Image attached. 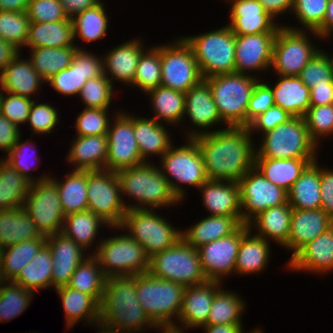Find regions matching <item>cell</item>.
Segmentation results:
<instances>
[{
  "label": "cell",
  "instance_id": "e0dca14e",
  "mask_svg": "<svg viewBox=\"0 0 333 333\" xmlns=\"http://www.w3.org/2000/svg\"><path fill=\"white\" fill-rule=\"evenodd\" d=\"M107 131L108 148L105 169L117 172L143 164L133 132V116L119 112Z\"/></svg>",
  "mask_w": 333,
  "mask_h": 333
},
{
  "label": "cell",
  "instance_id": "680465c9",
  "mask_svg": "<svg viewBox=\"0 0 333 333\" xmlns=\"http://www.w3.org/2000/svg\"><path fill=\"white\" fill-rule=\"evenodd\" d=\"M21 136L19 137V139L16 141L14 147H12L9 151H8V156H5L6 159H4V161L6 163H8L12 168H14L15 170H17L21 175H23L26 179H28L31 183L36 182V181H42V180H46L49 179L50 176L46 174L37 177V178H33L31 176L30 170L36 166V151L32 152L31 149H35L33 146V143L31 144V142L29 143V139L25 140V141H20ZM31 144V145H30ZM31 147V149H30ZM29 151H31L34 155L29 154ZM28 158V160H27ZM33 160H32V159ZM30 159L35 162L32 164V162L30 161ZM28 161V162H27ZM31 162V163H29ZM32 164V165H31ZM32 167H31V166ZM30 173V174H29Z\"/></svg>",
  "mask_w": 333,
  "mask_h": 333
},
{
  "label": "cell",
  "instance_id": "b9f144b4",
  "mask_svg": "<svg viewBox=\"0 0 333 333\" xmlns=\"http://www.w3.org/2000/svg\"><path fill=\"white\" fill-rule=\"evenodd\" d=\"M46 244V237L22 241L1 250L0 273L2 281H13Z\"/></svg>",
  "mask_w": 333,
  "mask_h": 333
},
{
  "label": "cell",
  "instance_id": "a7ac6f4b",
  "mask_svg": "<svg viewBox=\"0 0 333 333\" xmlns=\"http://www.w3.org/2000/svg\"><path fill=\"white\" fill-rule=\"evenodd\" d=\"M321 209L333 220V170L320 168Z\"/></svg>",
  "mask_w": 333,
  "mask_h": 333
},
{
  "label": "cell",
  "instance_id": "4dcf8cb0",
  "mask_svg": "<svg viewBox=\"0 0 333 333\" xmlns=\"http://www.w3.org/2000/svg\"><path fill=\"white\" fill-rule=\"evenodd\" d=\"M248 224H242V239L235 262L237 274H254L264 270L270 260V241L251 234ZM269 259V260H268Z\"/></svg>",
  "mask_w": 333,
  "mask_h": 333
},
{
  "label": "cell",
  "instance_id": "8d00e7d4",
  "mask_svg": "<svg viewBox=\"0 0 333 333\" xmlns=\"http://www.w3.org/2000/svg\"><path fill=\"white\" fill-rule=\"evenodd\" d=\"M72 19L50 23H30L26 46L30 49L78 47L74 45Z\"/></svg>",
  "mask_w": 333,
  "mask_h": 333
},
{
  "label": "cell",
  "instance_id": "91938a15",
  "mask_svg": "<svg viewBox=\"0 0 333 333\" xmlns=\"http://www.w3.org/2000/svg\"><path fill=\"white\" fill-rule=\"evenodd\" d=\"M310 89L312 86L333 84V73L326 54L319 50L298 75Z\"/></svg>",
  "mask_w": 333,
  "mask_h": 333
},
{
  "label": "cell",
  "instance_id": "f1b7e54d",
  "mask_svg": "<svg viewBox=\"0 0 333 333\" xmlns=\"http://www.w3.org/2000/svg\"><path fill=\"white\" fill-rule=\"evenodd\" d=\"M72 143L67 154V160L71 165H74V170L105 169L108 148L107 134L76 135Z\"/></svg>",
  "mask_w": 333,
  "mask_h": 333
},
{
  "label": "cell",
  "instance_id": "6da1fadb",
  "mask_svg": "<svg viewBox=\"0 0 333 333\" xmlns=\"http://www.w3.org/2000/svg\"><path fill=\"white\" fill-rule=\"evenodd\" d=\"M193 139L201 151L208 180L238 182L254 167L256 148L247 127L230 126Z\"/></svg>",
  "mask_w": 333,
  "mask_h": 333
},
{
  "label": "cell",
  "instance_id": "003e7915",
  "mask_svg": "<svg viewBox=\"0 0 333 333\" xmlns=\"http://www.w3.org/2000/svg\"><path fill=\"white\" fill-rule=\"evenodd\" d=\"M290 118H292V116L289 113L279 106L274 105L254 118L247 128L251 134L258 130L264 134L265 132L274 129L276 126L286 123Z\"/></svg>",
  "mask_w": 333,
  "mask_h": 333
},
{
  "label": "cell",
  "instance_id": "277c9868",
  "mask_svg": "<svg viewBox=\"0 0 333 333\" xmlns=\"http://www.w3.org/2000/svg\"><path fill=\"white\" fill-rule=\"evenodd\" d=\"M254 76L233 72L205 78L226 127H246L249 101L255 85L260 81Z\"/></svg>",
  "mask_w": 333,
  "mask_h": 333
},
{
  "label": "cell",
  "instance_id": "deb4b68c",
  "mask_svg": "<svg viewBox=\"0 0 333 333\" xmlns=\"http://www.w3.org/2000/svg\"><path fill=\"white\" fill-rule=\"evenodd\" d=\"M98 328H99L98 333H117V332H111V331L104 330V329H102V328H100V327H98ZM100 329H101V330H100Z\"/></svg>",
  "mask_w": 333,
  "mask_h": 333
},
{
  "label": "cell",
  "instance_id": "ffe728a7",
  "mask_svg": "<svg viewBox=\"0 0 333 333\" xmlns=\"http://www.w3.org/2000/svg\"><path fill=\"white\" fill-rule=\"evenodd\" d=\"M277 33L235 35V72L265 71L271 67Z\"/></svg>",
  "mask_w": 333,
  "mask_h": 333
},
{
  "label": "cell",
  "instance_id": "6125c7cd",
  "mask_svg": "<svg viewBox=\"0 0 333 333\" xmlns=\"http://www.w3.org/2000/svg\"><path fill=\"white\" fill-rule=\"evenodd\" d=\"M26 12L30 23H50L68 19L60 0H31Z\"/></svg>",
  "mask_w": 333,
  "mask_h": 333
},
{
  "label": "cell",
  "instance_id": "ac0fdd59",
  "mask_svg": "<svg viewBox=\"0 0 333 333\" xmlns=\"http://www.w3.org/2000/svg\"><path fill=\"white\" fill-rule=\"evenodd\" d=\"M242 239V225L232 234L197 248L202 270L208 280L219 281L235 271Z\"/></svg>",
  "mask_w": 333,
  "mask_h": 333
},
{
  "label": "cell",
  "instance_id": "2a66077c",
  "mask_svg": "<svg viewBox=\"0 0 333 333\" xmlns=\"http://www.w3.org/2000/svg\"><path fill=\"white\" fill-rule=\"evenodd\" d=\"M31 0H0V11L26 12Z\"/></svg>",
  "mask_w": 333,
  "mask_h": 333
},
{
  "label": "cell",
  "instance_id": "bcb514c9",
  "mask_svg": "<svg viewBox=\"0 0 333 333\" xmlns=\"http://www.w3.org/2000/svg\"><path fill=\"white\" fill-rule=\"evenodd\" d=\"M81 48L82 47L32 48L30 49L32 54L29 60L36 72L46 82L53 75L68 68L72 63L77 49Z\"/></svg>",
  "mask_w": 333,
  "mask_h": 333
},
{
  "label": "cell",
  "instance_id": "db71d44e",
  "mask_svg": "<svg viewBox=\"0 0 333 333\" xmlns=\"http://www.w3.org/2000/svg\"><path fill=\"white\" fill-rule=\"evenodd\" d=\"M29 25L27 12L0 11V38L19 51L26 45Z\"/></svg>",
  "mask_w": 333,
  "mask_h": 333
},
{
  "label": "cell",
  "instance_id": "484cf974",
  "mask_svg": "<svg viewBox=\"0 0 333 333\" xmlns=\"http://www.w3.org/2000/svg\"><path fill=\"white\" fill-rule=\"evenodd\" d=\"M333 226V220L321 209L299 210L292 208L288 242L291 258L308 242L314 240Z\"/></svg>",
  "mask_w": 333,
  "mask_h": 333
},
{
  "label": "cell",
  "instance_id": "ba28073f",
  "mask_svg": "<svg viewBox=\"0 0 333 333\" xmlns=\"http://www.w3.org/2000/svg\"><path fill=\"white\" fill-rule=\"evenodd\" d=\"M148 272L154 277L169 280L185 287L206 282L198 249L182 237L173 246L149 259Z\"/></svg>",
  "mask_w": 333,
  "mask_h": 333
},
{
  "label": "cell",
  "instance_id": "74e56055",
  "mask_svg": "<svg viewBox=\"0 0 333 333\" xmlns=\"http://www.w3.org/2000/svg\"><path fill=\"white\" fill-rule=\"evenodd\" d=\"M287 193L288 203L294 209L315 210L321 207L320 167L317 159L305 168Z\"/></svg>",
  "mask_w": 333,
  "mask_h": 333
},
{
  "label": "cell",
  "instance_id": "c3c4849f",
  "mask_svg": "<svg viewBox=\"0 0 333 333\" xmlns=\"http://www.w3.org/2000/svg\"><path fill=\"white\" fill-rule=\"evenodd\" d=\"M31 182L17 170L0 160V210L23 206Z\"/></svg>",
  "mask_w": 333,
  "mask_h": 333
},
{
  "label": "cell",
  "instance_id": "60d3db41",
  "mask_svg": "<svg viewBox=\"0 0 333 333\" xmlns=\"http://www.w3.org/2000/svg\"><path fill=\"white\" fill-rule=\"evenodd\" d=\"M63 180L50 179L56 184L64 216L87 210V170H72Z\"/></svg>",
  "mask_w": 333,
  "mask_h": 333
},
{
  "label": "cell",
  "instance_id": "836d02e7",
  "mask_svg": "<svg viewBox=\"0 0 333 333\" xmlns=\"http://www.w3.org/2000/svg\"><path fill=\"white\" fill-rule=\"evenodd\" d=\"M291 216L292 207L287 202L260 212L248 223V227L251 229L255 226L253 229H257V233H254L256 236L267 241L273 239L281 246H285L289 238Z\"/></svg>",
  "mask_w": 333,
  "mask_h": 333
},
{
  "label": "cell",
  "instance_id": "11e5206c",
  "mask_svg": "<svg viewBox=\"0 0 333 333\" xmlns=\"http://www.w3.org/2000/svg\"><path fill=\"white\" fill-rule=\"evenodd\" d=\"M333 32V0H328L326 16L322 26L316 31L319 37L327 38Z\"/></svg>",
  "mask_w": 333,
  "mask_h": 333
},
{
  "label": "cell",
  "instance_id": "9f6ffc18",
  "mask_svg": "<svg viewBox=\"0 0 333 333\" xmlns=\"http://www.w3.org/2000/svg\"><path fill=\"white\" fill-rule=\"evenodd\" d=\"M327 5L328 0H294L292 13L296 14L306 31L319 37L316 31L324 23Z\"/></svg>",
  "mask_w": 333,
  "mask_h": 333
},
{
  "label": "cell",
  "instance_id": "8c879c8a",
  "mask_svg": "<svg viewBox=\"0 0 333 333\" xmlns=\"http://www.w3.org/2000/svg\"><path fill=\"white\" fill-rule=\"evenodd\" d=\"M63 10L69 19L99 4V0H60Z\"/></svg>",
  "mask_w": 333,
  "mask_h": 333
},
{
  "label": "cell",
  "instance_id": "8fae6325",
  "mask_svg": "<svg viewBox=\"0 0 333 333\" xmlns=\"http://www.w3.org/2000/svg\"><path fill=\"white\" fill-rule=\"evenodd\" d=\"M116 229L127 230L128 235L141 244L146 255L162 252L181 239V231L173 227L166 218L152 210L129 209Z\"/></svg>",
  "mask_w": 333,
  "mask_h": 333
},
{
  "label": "cell",
  "instance_id": "f907efd6",
  "mask_svg": "<svg viewBox=\"0 0 333 333\" xmlns=\"http://www.w3.org/2000/svg\"><path fill=\"white\" fill-rule=\"evenodd\" d=\"M102 1L96 6L82 11L72 19L74 39L82 38L85 42L96 41L106 35L108 17Z\"/></svg>",
  "mask_w": 333,
  "mask_h": 333
},
{
  "label": "cell",
  "instance_id": "52a82bcc",
  "mask_svg": "<svg viewBox=\"0 0 333 333\" xmlns=\"http://www.w3.org/2000/svg\"><path fill=\"white\" fill-rule=\"evenodd\" d=\"M183 39L192 49L203 79L235 72V35L228 25Z\"/></svg>",
  "mask_w": 333,
  "mask_h": 333
},
{
  "label": "cell",
  "instance_id": "7dc6e473",
  "mask_svg": "<svg viewBox=\"0 0 333 333\" xmlns=\"http://www.w3.org/2000/svg\"><path fill=\"white\" fill-rule=\"evenodd\" d=\"M106 279L97 258L91 253L78 265L67 286L91 295L100 303Z\"/></svg>",
  "mask_w": 333,
  "mask_h": 333
},
{
  "label": "cell",
  "instance_id": "603a6c76",
  "mask_svg": "<svg viewBox=\"0 0 333 333\" xmlns=\"http://www.w3.org/2000/svg\"><path fill=\"white\" fill-rule=\"evenodd\" d=\"M191 120L193 125L198 129H204L202 132L198 130H188L190 133L186 137L193 138L200 134L210 132L209 127L217 125L219 122L225 124L218 113L217 106L213 101L211 89L205 79L201 80L197 85L192 86L185 93V113ZM207 129V131H205Z\"/></svg>",
  "mask_w": 333,
  "mask_h": 333
},
{
  "label": "cell",
  "instance_id": "ee69618b",
  "mask_svg": "<svg viewBox=\"0 0 333 333\" xmlns=\"http://www.w3.org/2000/svg\"><path fill=\"white\" fill-rule=\"evenodd\" d=\"M52 270V254L45 244L12 282L35 293L52 286Z\"/></svg>",
  "mask_w": 333,
  "mask_h": 333
},
{
  "label": "cell",
  "instance_id": "67dfc351",
  "mask_svg": "<svg viewBox=\"0 0 333 333\" xmlns=\"http://www.w3.org/2000/svg\"><path fill=\"white\" fill-rule=\"evenodd\" d=\"M249 333H263V332H262V330H260V329H259V330H258V329H254V331L249 332Z\"/></svg>",
  "mask_w": 333,
  "mask_h": 333
},
{
  "label": "cell",
  "instance_id": "d6986e66",
  "mask_svg": "<svg viewBox=\"0 0 333 333\" xmlns=\"http://www.w3.org/2000/svg\"><path fill=\"white\" fill-rule=\"evenodd\" d=\"M103 74V58H99L85 49H77L71 65L53 75L46 82L56 92L65 96H72L79 95L87 80L97 78Z\"/></svg>",
  "mask_w": 333,
  "mask_h": 333
},
{
  "label": "cell",
  "instance_id": "ab89813d",
  "mask_svg": "<svg viewBox=\"0 0 333 333\" xmlns=\"http://www.w3.org/2000/svg\"><path fill=\"white\" fill-rule=\"evenodd\" d=\"M315 160L255 157L254 166L267 180L288 192L305 168Z\"/></svg>",
  "mask_w": 333,
  "mask_h": 333
},
{
  "label": "cell",
  "instance_id": "2e32d148",
  "mask_svg": "<svg viewBox=\"0 0 333 333\" xmlns=\"http://www.w3.org/2000/svg\"><path fill=\"white\" fill-rule=\"evenodd\" d=\"M241 218L248 224L260 212L288 202L286 190L267 180L254 166L239 181Z\"/></svg>",
  "mask_w": 333,
  "mask_h": 333
},
{
  "label": "cell",
  "instance_id": "9a60e30c",
  "mask_svg": "<svg viewBox=\"0 0 333 333\" xmlns=\"http://www.w3.org/2000/svg\"><path fill=\"white\" fill-rule=\"evenodd\" d=\"M174 42L161 45V86L186 93L203 77L190 46L182 37Z\"/></svg>",
  "mask_w": 333,
  "mask_h": 333
},
{
  "label": "cell",
  "instance_id": "11a10c76",
  "mask_svg": "<svg viewBox=\"0 0 333 333\" xmlns=\"http://www.w3.org/2000/svg\"><path fill=\"white\" fill-rule=\"evenodd\" d=\"M113 85L103 74L97 78L87 80L81 88L79 97L86 108L109 109L115 92Z\"/></svg>",
  "mask_w": 333,
  "mask_h": 333
},
{
  "label": "cell",
  "instance_id": "681fc988",
  "mask_svg": "<svg viewBox=\"0 0 333 333\" xmlns=\"http://www.w3.org/2000/svg\"><path fill=\"white\" fill-rule=\"evenodd\" d=\"M245 306L238 294L220 288L215 293L206 325H242Z\"/></svg>",
  "mask_w": 333,
  "mask_h": 333
},
{
  "label": "cell",
  "instance_id": "5b68a950",
  "mask_svg": "<svg viewBox=\"0 0 333 333\" xmlns=\"http://www.w3.org/2000/svg\"><path fill=\"white\" fill-rule=\"evenodd\" d=\"M185 286L154 277L149 272L136 275V297L149 319L157 326H175Z\"/></svg>",
  "mask_w": 333,
  "mask_h": 333
},
{
  "label": "cell",
  "instance_id": "7bdbcfd3",
  "mask_svg": "<svg viewBox=\"0 0 333 333\" xmlns=\"http://www.w3.org/2000/svg\"><path fill=\"white\" fill-rule=\"evenodd\" d=\"M147 95L151 96V104L153 113H155V119L158 123L162 124V121L166 124H178L183 121L185 113V93L167 88L164 86H158L157 88L149 91Z\"/></svg>",
  "mask_w": 333,
  "mask_h": 333
},
{
  "label": "cell",
  "instance_id": "2644e50d",
  "mask_svg": "<svg viewBox=\"0 0 333 333\" xmlns=\"http://www.w3.org/2000/svg\"><path fill=\"white\" fill-rule=\"evenodd\" d=\"M310 104L311 106L333 104V84L312 86L310 88Z\"/></svg>",
  "mask_w": 333,
  "mask_h": 333
},
{
  "label": "cell",
  "instance_id": "7402d4cb",
  "mask_svg": "<svg viewBox=\"0 0 333 333\" xmlns=\"http://www.w3.org/2000/svg\"><path fill=\"white\" fill-rule=\"evenodd\" d=\"M221 282L207 280L204 283L185 288L180 313L179 323L186 328H197L206 325L209 311L215 293L220 289Z\"/></svg>",
  "mask_w": 333,
  "mask_h": 333
},
{
  "label": "cell",
  "instance_id": "83f0119b",
  "mask_svg": "<svg viewBox=\"0 0 333 333\" xmlns=\"http://www.w3.org/2000/svg\"><path fill=\"white\" fill-rule=\"evenodd\" d=\"M198 189L211 216H241L238 182L207 180Z\"/></svg>",
  "mask_w": 333,
  "mask_h": 333
},
{
  "label": "cell",
  "instance_id": "44dd1931",
  "mask_svg": "<svg viewBox=\"0 0 333 333\" xmlns=\"http://www.w3.org/2000/svg\"><path fill=\"white\" fill-rule=\"evenodd\" d=\"M232 3L229 28L234 35L277 33L281 27L258 0H228Z\"/></svg>",
  "mask_w": 333,
  "mask_h": 333
},
{
  "label": "cell",
  "instance_id": "6f0895ef",
  "mask_svg": "<svg viewBox=\"0 0 333 333\" xmlns=\"http://www.w3.org/2000/svg\"><path fill=\"white\" fill-rule=\"evenodd\" d=\"M304 120L311 139L318 145L320 139L333 134V104L310 106Z\"/></svg>",
  "mask_w": 333,
  "mask_h": 333
},
{
  "label": "cell",
  "instance_id": "f6af8a7d",
  "mask_svg": "<svg viewBox=\"0 0 333 333\" xmlns=\"http://www.w3.org/2000/svg\"><path fill=\"white\" fill-rule=\"evenodd\" d=\"M104 225L108 227L98 215L86 210L66 215L61 232L87 251L95 243L99 227Z\"/></svg>",
  "mask_w": 333,
  "mask_h": 333
},
{
  "label": "cell",
  "instance_id": "e7e4bbea",
  "mask_svg": "<svg viewBox=\"0 0 333 333\" xmlns=\"http://www.w3.org/2000/svg\"><path fill=\"white\" fill-rule=\"evenodd\" d=\"M58 110L53 106L47 103H37L33 99V103L30 108L29 118L27 123L29 122L30 127L33 131L32 135L38 134H50L52 129L54 130L57 123H59ZM41 133V134H40Z\"/></svg>",
  "mask_w": 333,
  "mask_h": 333
},
{
  "label": "cell",
  "instance_id": "979ff035",
  "mask_svg": "<svg viewBox=\"0 0 333 333\" xmlns=\"http://www.w3.org/2000/svg\"><path fill=\"white\" fill-rule=\"evenodd\" d=\"M326 54V57L328 58L329 60V64L331 66V70H332V73H333V56L331 57L330 55H328V53L324 52Z\"/></svg>",
  "mask_w": 333,
  "mask_h": 333
},
{
  "label": "cell",
  "instance_id": "e575fe53",
  "mask_svg": "<svg viewBox=\"0 0 333 333\" xmlns=\"http://www.w3.org/2000/svg\"><path fill=\"white\" fill-rule=\"evenodd\" d=\"M35 223L23 206L0 210V249L22 241L41 238Z\"/></svg>",
  "mask_w": 333,
  "mask_h": 333
},
{
  "label": "cell",
  "instance_id": "753ad0ef",
  "mask_svg": "<svg viewBox=\"0 0 333 333\" xmlns=\"http://www.w3.org/2000/svg\"><path fill=\"white\" fill-rule=\"evenodd\" d=\"M264 10L274 19L278 15L293 10L294 0H258ZM290 10V11H289Z\"/></svg>",
  "mask_w": 333,
  "mask_h": 333
},
{
  "label": "cell",
  "instance_id": "816d5d0a",
  "mask_svg": "<svg viewBox=\"0 0 333 333\" xmlns=\"http://www.w3.org/2000/svg\"><path fill=\"white\" fill-rule=\"evenodd\" d=\"M133 85L143 90L145 95L161 85V44L146 49L141 54L131 86Z\"/></svg>",
  "mask_w": 333,
  "mask_h": 333
},
{
  "label": "cell",
  "instance_id": "d590c367",
  "mask_svg": "<svg viewBox=\"0 0 333 333\" xmlns=\"http://www.w3.org/2000/svg\"><path fill=\"white\" fill-rule=\"evenodd\" d=\"M272 87L274 104L292 117H304L310 104V89L298 76H280Z\"/></svg>",
  "mask_w": 333,
  "mask_h": 333
},
{
  "label": "cell",
  "instance_id": "f546056e",
  "mask_svg": "<svg viewBox=\"0 0 333 333\" xmlns=\"http://www.w3.org/2000/svg\"><path fill=\"white\" fill-rule=\"evenodd\" d=\"M20 55L19 52L0 74V89L31 99L45 81L33 68L31 61L20 59Z\"/></svg>",
  "mask_w": 333,
  "mask_h": 333
},
{
  "label": "cell",
  "instance_id": "09005b40",
  "mask_svg": "<svg viewBox=\"0 0 333 333\" xmlns=\"http://www.w3.org/2000/svg\"><path fill=\"white\" fill-rule=\"evenodd\" d=\"M181 326H178L177 324L175 326H164V327H157L156 329H160L163 332L162 333H185L183 330L184 328L180 329Z\"/></svg>",
  "mask_w": 333,
  "mask_h": 333
},
{
  "label": "cell",
  "instance_id": "3957f363",
  "mask_svg": "<svg viewBox=\"0 0 333 333\" xmlns=\"http://www.w3.org/2000/svg\"><path fill=\"white\" fill-rule=\"evenodd\" d=\"M121 194L130 196L137 202L130 204V209L154 210L181 202L173 193L168 180L161 169L153 163L141 165L116 172ZM150 206V207H149Z\"/></svg>",
  "mask_w": 333,
  "mask_h": 333
},
{
  "label": "cell",
  "instance_id": "9c48e42d",
  "mask_svg": "<svg viewBox=\"0 0 333 333\" xmlns=\"http://www.w3.org/2000/svg\"><path fill=\"white\" fill-rule=\"evenodd\" d=\"M95 249L93 255L107 278L135 276L149 270L150 258L143 246L128 234L102 239Z\"/></svg>",
  "mask_w": 333,
  "mask_h": 333
},
{
  "label": "cell",
  "instance_id": "f35d334b",
  "mask_svg": "<svg viewBox=\"0 0 333 333\" xmlns=\"http://www.w3.org/2000/svg\"><path fill=\"white\" fill-rule=\"evenodd\" d=\"M64 313L66 315V329L73 327L78 320L85 321L89 325L92 323L98 327L99 323V303L91 296L67 285L56 288Z\"/></svg>",
  "mask_w": 333,
  "mask_h": 333
},
{
  "label": "cell",
  "instance_id": "5bb4252c",
  "mask_svg": "<svg viewBox=\"0 0 333 333\" xmlns=\"http://www.w3.org/2000/svg\"><path fill=\"white\" fill-rule=\"evenodd\" d=\"M23 208L42 236L62 231L65 216L57 186L50 178L31 183Z\"/></svg>",
  "mask_w": 333,
  "mask_h": 333
},
{
  "label": "cell",
  "instance_id": "94428289",
  "mask_svg": "<svg viewBox=\"0 0 333 333\" xmlns=\"http://www.w3.org/2000/svg\"><path fill=\"white\" fill-rule=\"evenodd\" d=\"M108 109L86 108L77 115L75 128L78 136L107 134L110 125Z\"/></svg>",
  "mask_w": 333,
  "mask_h": 333
},
{
  "label": "cell",
  "instance_id": "b9fcfbb0",
  "mask_svg": "<svg viewBox=\"0 0 333 333\" xmlns=\"http://www.w3.org/2000/svg\"><path fill=\"white\" fill-rule=\"evenodd\" d=\"M206 333H244L242 325H205L203 326Z\"/></svg>",
  "mask_w": 333,
  "mask_h": 333
},
{
  "label": "cell",
  "instance_id": "be15d7a7",
  "mask_svg": "<svg viewBox=\"0 0 333 333\" xmlns=\"http://www.w3.org/2000/svg\"><path fill=\"white\" fill-rule=\"evenodd\" d=\"M3 93L0 97V113L18 127L21 123H27L33 100L13 93Z\"/></svg>",
  "mask_w": 333,
  "mask_h": 333
},
{
  "label": "cell",
  "instance_id": "89a4df30",
  "mask_svg": "<svg viewBox=\"0 0 333 333\" xmlns=\"http://www.w3.org/2000/svg\"><path fill=\"white\" fill-rule=\"evenodd\" d=\"M19 128L0 113V150L8 153L14 147L16 141L21 136Z\"/></svg>",
  "mask_w": 333,
  "mask_h": 333
},
{
  "label": "cell",
  "instance_id": "03108f58",
  "mask_svg": "<svg viewBox=\"0 0 333 333\" xmlns=\"http://www.w3.org/2000/svg\"><path fill=\"white\" fill-rule=\"evenodd\" d=\"M274 98L271 84L268 85L260 80L254 87L246 112V127L258 115L274 106Z\"/></svg>",
  "mask_w": 333,
  "mask_h": 333
},
{
  "label": "cell",
  "instance_id": "b62a3aed",
  "mask_svg": "<svg viewBox=\"0 0 333 333\" xmlns=\"http://www.w3.org/2000/svg\"><path fill=\"white\" fill-rule=\"evenodd\" d=\"M0 261H1V249H0ZM2 281L1 273H0V282Z\"/></svg>",
  "mask_w": 333,
  "mask_h": 333
},
{
  "label": "cell",
  "instance_id": "8992f818",
  "mask_svg": "<svg viewBox=\"0 0 333 333\" xmlns=\"http://www.w3.org/2000/svg\"><path fill=\"white\" fill-rule=\"evenodd\" d=\"M255 157L270 159H317L318 145L311 139L304 117L265 132Z\"/></svg>",
  "mask_w": 333,
  "mask_h": 333
},
{
  "label": "cell",
  "instance_id": "30bf717a",
  "mask_svg": "<svg viewBox=\"0 0 333 333\" xmlns=\"http://www.w3.org/2000/svg\"><path fill=\"white\" fill-rule=\"evenodd\" d=\"M187 140V143L180 147H173L172 144L160 157L162 174L180 201L184 199L186 193L181 186L182 184L198 189L208 180L203 157L196 141L193 138Z\"/></svg>",
  "mask_w": 333,
  "mask_h": 333
},
{
  "label": "cell",
  "instance_id": "1f68e13d",
  "mask_svg": "<svg viewBox=\"0 0 333 333\" xmlns=\"http://www.w3.org/2000/svg\"><path fill=\"white\" fill-rule=\"evenodd\" d=\"M242 224L241 216L207 215L186 231H181V236L188 244L197 249L206 243L234 233Z\"/></svg>",
  "mask_w": 333,
  "mask_h": 333
},
{
  "label": "cell",
  "instance_id": "7a4b0ae2",
  "mask_svg": "<svg viewBox=\"0 0 333 333\" xmlns=\"http://www.w3.org/2000/svg\"><path fill=\"white\" fill-rule=\"evenodd\" d=\"M98 327L117 333H139L145 327L157 328L136 297V275L106 279L99 303Z\"/></svg>",
  "mask_w": 333,
  "mask_h": 333
},
{
  "label": "cell",
  "instance_id": "34e18365",
  "mask_svg": "<svg viewBox=\"0 0 333 333\" xmlns=\"http://www.w3.org/2000/svg\"><path fill=\"white\" fill-rule=\"evenodd\" d=\"M20 51L0 38V74Z\"/></svg>",
  "mask_w": 333,
  "mask_h": 333
},
{
  "label": "cell",
  "instance_id": "7c38bea8",
  "mask_svg": "<svg viewBox=\"0 0 333 333\" xmlns=\"http://www.w3.org/2000/svg\"><path fill=\"white\" fill-rule=\"evenodd\" d=\"M122 197L115 172L106 169L87 170V210L98 215L109 228L119 227L130 209Z\"/></svg>",
  "mask_w": 333,
  "mask_h": 333
},
{
  "label": "cell",
  "instance_id": "d6a6232c",
  "mask_svg": "<svg viewBox=\"0 0 333 333\" xmlns=\"http://www.w3.org/2000/svg\"><path fill=\"white\" fill-rule=\"evenodd\" d=\"M133 132L144 163L148 162L150 155L151 157L153 154L162 157L173 144L163 123L160 124L153 118L133 115Z\"/></svg>",
  "mask_w": 333,
  "mask_h": 333
},
{
  "label": "cell",
  "instance_id": "d4e9b609",
  "mask_svg": "<svg viewBox=\"0 0 333 333\" xmlns=\"http://www.w3.org/2000/svg\"><path fill=\"white\" fill-rule=\"evenodd\" d=\"M292 271L326 273L333 269V226L303 246L287 263Z\"/></svg>",
  "mask_w": 333,
  "mask_h": 333
},
{
  "label": "cell",
  "instance_id": "4316f807",
  "mask_svg": "<svg viewBox=\"0 0 333 333\" xmlns=\"http://www.w3.org/2000/svg\"><path fill=\"white\" fill-rule=\"evenodd\" d=\"M142 45L139 39H133L106 53L103 57L104 74L112 84L116 79L129 86L133 83L140 56L145 50Z\"/></svg>",
  "mask_w": 333,
  "mask_h": 333
},
{
  "label": "cell",
  "instance_id": "f5cc1de1",
  "mask_svg": "<svg viewBox=\"0 0 333 333\" xmlns=\"http://www.w3.org/2000/svg\"><path fill=\"white\" fill-rule=\"evenodd\" d=\"M34 292L12 281L0 282V322H8L28 308Z\"/></svg>",
  "mask_w": 333,
  "mask_h": 333
},
{
  "label": "cell",
  "instance_id": "cb8c5ba5",
  "mask_svg": "<svg viewBox=\"0 0 333 333\" xmlns=\"http://www.w3.org/2000/svg\"><path fill=\"white\" fill-rule=\"evenodd\" d=\"M46 245L52 254V286L55 289L65 286L78 265L86 258L85 251L62 232L46 237Z\"/></svg>",
  "mask_w": 333,
  "mask_h": 333
},
{
  "label": "cell",
  "instance_id": "4fadbf2b",
  "mask_svg": "<svg viewBox=\"0 0 333 333\" xmlns=\"http://www.w3.org/2000/svg\"><path fill=\"white\" fill-rule=\"evenodd\" d=\"M301 29L283 25L278 29L271 64L278 76H298L319 51L309 40L304 28Z\"/></svg>",
  "mask_w": 333,
  "mask_h": 333
}]
</instances>
